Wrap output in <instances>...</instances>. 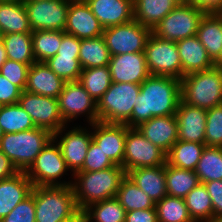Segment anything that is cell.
Segmentation results:
<instances>
[{"instance_id":"9c48e42d","label":"cell","mask_w":222,"mask_h":222,"mask_svg":"<svg viewBox=\"0 0 222 222\" xmlns=\"http://www.w3.org/2000/svg\"><path fill=\"white\" fill-rule=\"evenodd\" d=\"M144 53L151 75L182 79V63L176 42L159 38L151 33L146 42Z\"/></svg>"},{"instance_id":"9f6ffc18","label":"cell","mask_w":222,"mask_h":222,"mask_svg":"<svg viewBox=\"0 0 222 222\" xmlns=\"http://www.w3.org/2000/svg\"><path fill=\"white\" fill-rule=\"evenodd\" d=\"M172 1L175 5H182L186 3V0H170Z\"/></svg>"},{"instance_id":"c3c4849f","label":"cell","mask_w":222,"mask_h":222,"mask_svg":"<svg viewBox=\"0 0 222 222\" xmlns=\"http://www.w3.org/2000/svg\"><path fill=\"white\" fill-rule=\"evenodd\" d=\"M81 39L62 31L61 46L58 55H79Z\"/></svg>"},{"instance_id":"74e56055","label":"cell","mask_w":222,"mask_h":222,"mask_svg":"<svg viewBox=\"0 0 222 222\" xmlns=\"http://www.w3.org/2000/svg\"><path fill=\"white\" fill-rule=\"evenodd\" d=\"M87 222H125L126 211L116 197L96 202L84 209Z\"/></svg>"},{"instance_id":"ffe728a7","label":"cell","mask_w":222,"mask_h":222,"mask_svg":"<svg viewBox=\"0 0 222 222\" xmlns=\"http://www.w3.org/2000/svg\"><path fill=\"white\" fill-rule=\"evenodd\" d=\"M103 28L134 19L133 0H85Z\"/></svg>"},{"instance_id":"603a6c76","label":"cell","mask_w":222,"mask_h":222,"mask_svg":"<svg viewBox=\"0 0 222 222\" xmlns=\"http://www.w3.org/2000/svg\"><path fill=\"white\" fill-rule=\"evenodd\" d=\"M65 83L44 62H35L29 68L25 91L58 98Z\"/></svg>"},{"instance_id":"7a4b0ae2","label":"cell","mask_w":222,"mask_h":222,"mask_svg":"<svg viewBox=\"0 0 222 222\" xmlns=\"http://www.w3.org/2000/svg\"><path fill=\"white\" fill-rule=\"evenodd\" d=\"M126 176L124 168L115 165L99 171H78L73 177L72 188L79 210L93 203L116 197L121 180Z\"/></svg>"},{"instance_id":"816d5d0a","label":"cell","mask_w":222,"mask_h":222,"mask_svg":"<svg viewBox=\"0 0 222 222\" xmlns=\"http://www.w3.org/2000/svg\"><path fill=\"white\" fill-rule=\"evenodd\" d=\"M18 172L11 160L0 150V180L9 178Z\"/></svg>"},{"instance_id":"836d02e7","label":"cell","mask_w":222,"mask_h":222,"mask_svg":"<svg viewBox=\"0 0 222 222\" xmlns=\"http://www.w3.org/2000/svg\"><path fill=\"white\" fill-rule=\"evenodd\" d=\"M2 42L7 53V59L27 65L36 62L32 47V33L4 34Z\"/></svg>"},{"instance_id":"db71d44e","label":"cell","mask_w":222,"mask_h":222,"mask_svg":"<svg viewBox=\"0 0 222 222\" xmlns=\"http://www.w3.org/2000/svg\"><path fill=\"white\" fill-rule=\"evenodd\" d=\"M6 60H7V53L5 51L4 44H3L2 40H1L0 41V69L4 65Z\"/></svg>"},{"instance_id":"3957f363","label":"cell","mask_w":222,"mask_h":222,"mask_svg":"<svg viewBox=\"0 0 222 222\" xmlns=\"http://www.w3.org/2000/svg\"><path fill=\"white\" fill-rule=\"evenodd\" d=\"M181 101L209 110L222 104V70L213 67L193 72L180 80Z\"/></svg>"},{"instance_id":"f1b7e54d","label":"cell","mask_w":222,"mask_h":222,"mask_svg":"<svg viewBox=\"0 0 222 222\" xmlns=\"http://www.w3.org/2000/svg\"><path fill=\"white\" fill-rule=\"evenodd\" d=\"M205 147V144L177 140L166 154V163L194 171Z\"/></svg>"},{"instance_id":"bcb514c9","label":"cell","mask_w":222,"mask_h":222,"mask_svg":"<svg viewBox=\"0 0 222 222\" xmlns=\"http://www.w3.org/2000/svg\"><path fill=\"white\" fill-rule=\"evenodd\" d=\"M212 200L214 220H222V180L204 183Z\"/></svg>"},{"instance_id":"52a82bcc","label":"cell","mask_w":222,"mask_h":222,"mask_svg":"<svg viewBox=\"0 0 222 222\" xmlns=\"http://www.w3.org/2000/svg\"><path fill=\"white\" fill-rule=\"evenodd\" d=\"M55 143L52 138L25 171L26 176L34 186H70L73 183L72 179L69 182L60 181L62 176L70 170L62 156L59 145Z\"/></svg>"},{"instance_id":"7c38bea8","label":"cell","mask_w":222,"mask_h":222,"mask_svg":"<svg viewBox=\"0 0 222 222\" xmlns=\"http://www.w3.org/2000/svg\"><path fill=\"white\" fill-rule=\"evenodd\" d=\"M57 99L60 115L66 125L80 115H86L89 125L98 122L97 103L78 81L66 82Z\"/></svg>"},{"instance_id":"7402d4cb","label":"cell","mask_w":222,"mask_h":222,"mask_svg":"<svg viewBox=\"0 0 222 222\" xmlns=\"http://www.w3.org/2000/svg\"><path fill=\"white\" fill-rule=\"evenodd\" d=\"M34 185L24 171L0 180V220L6 217L20 202L29 197Z\"/></svg>"},{"instance_id":"d4e9b609","label":"cell","mask_w":222,"mask_h":222,"mask_svg":"<svg viewBox=\"0 0 222 222\" xmlns=\"http://www.w3.org/2000/svg\"><path fill=\"white\" fill-rule=\"evenodd\" d=\"M126 175L147 193L154 203L167 195L165 165L132 169Z\"/></svg>"},{"instance_id":"f546056e","label":"cell","mask_w":222,"mask_h":222,"mask_svg":"<svg viewBox=\"0 0 222 222\" xmlns=\"http://www.w3.org/2000/svg\"><path fill=\"white\" fill-rule=\"evenodd\" d=\"M165 179L167 195L178 198H185L200 183L195 171L177 168L167 163L165 164Z\"/></svg>"},{"instance_id":"2e32d148","label":"cell","mask_w":222,"mask_h":222,"mask_svg":"<svg viewBox=\"0 0 222 222\" xmlns=\"http://www.w3.org/2000/svg\"><path fill=\"white\" fill-rule=\"evenodd\" d=\"M90 126L92 140L115 165L123 167L126 131L129 127L126 124H110L99 121Z\"/></svg>"},{"instance_id":"1f68e13d","label":"cell","mask_w":222,"mask_h":222,"mask_svg":"<svg viewBox=\"0 0 222 222\" xmlns=\"http://www.w3.org/2000/svg\"><path fill=\"white\" fill-rule=\"evenodd\" d=\"M116 198L126 212L155 208L153 200L127 175L120 182Z\"/></svg>"},{"instance_id":"6f0895ef","label":"cell","mask_w":222,"mask_h":222,"mask_svg":"<svg viewBox=\"0 0 222 222\" xmlns=\"http://www.w3.org/2000/svg\"><path fill=\"white\" fill-rule=\"evenodd\" d=\"M3 131H2V129H1V127H0V141H1V138L3 137Z\"/></svg>"},{"instance_id":"4316f807","label":"cell","mask_w":222,"mask_h":222,"mask_svg":"<svg viewBox=\"0 0 222 222\" xmlns=\"http://www.w3.org/2000/svg\"><path fill=\"white\" fill-rule=\"evenodd\" d=\"M0 30L3 35L32 33L22 0L0 2Z\"/></svg>"},{"instance_id":"30bf717a","label":"cell","mask_w":222,"mask_h":222,"mask_svg":"<svg viewBox=\"0 0 222 222\" xmlns=\"http://www.w3.org/2000/svg\"><path fill=\"white\" fill-rule=\"evenodd\" d=\"M152 30L135 19L132 21L104 28L102 37L110 56L144 52L146 42Z\"/></svg>"},{"instance_id":"ab89813d","label":"cell","mask_w":222,"mask_h":222,"mask_svg":"<svg viewBox=\"0 0 222 222\" xmlns=\"http://www.w3.org/2000/svg\"><path fill=\"white\" fill-rule=\"evenodd\" d=\"M158 222H194L184 198L166 195L155 203Z\"/></svg>"},{"instance_id":"7dc6e473","label":"cell","mask_w":222,"mask_h":222,"mask_svg":"<svg viewBox=\"0 0 222 222\" xmlns=\"http://www.w3.org/2000/svg\"><path fill=\"white\" fill-rule=\"evenodd\" d=\"M22 90L0 74V106L18 103Z\"/></svg>"},{"instance_id":"681fc988","label":"cell","mask_w":222,"mask_h":222,"mask_svg":"<svg viewBox=\"0 0 222 222\" xmlns=\"http://www.w3.org/2000/svg\"><path fill=\"white\" fill-rule=\"evenodd\" d=\"M125 222H158L155 208L126 212Z\"/></svg>"},{"instance_id":"f35d334b","label":"cell","mask_w":222,"mask_h":222,"mask_svg":"<svg viewBox=\"0 0 222 222\" xmlns=\"http://www.w3.org/2000/svg\"><path fill=\"white\" fill-rule=\"evenodd\" d=\"M0 127L3 133H18L35 128V124L18 103L0 106Z\"/></svg>"},{"instance_id":"f907efd6","label":"cell","mask_w":222,"mask_h":222,"mask_svg":"<svg viewBox=\"0 0 222 222\" xmlns=\"http://www.w3.org/2000/svg\"><path fill=\"white\" fill-rule=\"evenodd\" d=\"M186 3L205 13H222V0H186Z\"/></svg>"},{"instance_id":"277c9868","label":"cell","mask_w":222,"mask_h":222,"mask_svg":"<svg viewBox=\"0 0 222 222\" xmlns=\"http://www.w3.org/2000/svg\"><path fill=\"white\" fill-rule=\"evenodd\" d=\"M36 222H62L79 211L70 186H34Z\"/></svg>"},{"instance_id":"6da1fadb","label":"cell","mask_w":222,"mask_h":222,"mask_svg":"<svg viewBox=\"0 0 222 222\" xmlns=\"http://www.w3.org/2000/svg\"><path fill=\"white\" fill-rule=\"evenodd\" d=\"M181 100L180 80L150 75L140 84V93L130 117V128L153 117L175 115Z\"/></svg>"},{"instance_id":"94428289","label":"cell","mask_w":222,"mask_h":222,"mask_svg":"<svg viewBox=\"0 0 222 222\" xmlns=\"http://www.w3.org/2000/svg\"><path fill=\"white\" fill-rule=\"evenodd\" d=\"M23 2H31V1H35V0H22Z\"/></svg>"},{"instance_id":"60d3db41","label":"cell","mask_w":222,"mask_h":222,"mask_svg":"<svg viewBox=\"0 0 222 222\" xmlns=\"http://www.w3.org/2000/svg\"><path fill=\"white\" fill-rule=\"evenodd\" d=\"M44 63L65 82L78 81L83 70L79 55L56 54Z\"/></svg>"},{"instance_id":"44dd1931","label":"cell","mask_w":222,"mask_h":222,"mask_svg":"<svg viewBox=\"0 0 222 222\" xmlns=\"http://www.w3.org/2000/svg\"><path fill=\"white\" fill-rule=\"evenodd\" d=\"M136 128L166 154L178 140L176 115L153 117Z\"/></svg>"},{"instance_id":"8fae6325","label":"cell","mask_w":222,"mask_h":222,"mask_svg":"<svg viewBox=\"0 0 222 222\" xmlns=\"http://www.w3.org/2000/svg\"><path fill=\"white\" fill-rule=\"evenodd\" d=\"M166 164V153L149 141L137 128H128L124 148L125 173L141 167Z\"/></svg>"},{"instance_id":"e0dca14e","label":"cell","mask_w":222,"mask_h":222,"mask_svg":"<svg viewBox=\"0 0 222 222\" xmlns=\"http://www.w3.org/2000/svg\"><path fill=\"white\" fill-rule=\"evenodd\" d=\"M108 67L114 83L140 85L151 75L147 68L144 52L110 56Z\"/></svg>"},{"instance_id":"d590c367","label":"cell","mask_w":222,"mask_h":222,"mask_svg":"<svg viewBox=\"0 0 222 222\" xmlns=\"http://www.w3.org/2000/svg\"><path fill=\"white\" fill-rule=\"evenodd\" d=\"M194 171L200 183L222 180V147L206 146Z\"/></svg>"},{"instance_id":"cb8c5ba5","label":"cell","mask_w":222,"mask_h":222,"mask_svg":"<svg viewBox=\"0 0 222 222\" xmlns=\"http://www.w3.org/2000/svg\"><path fill=\"white\" fill-rule=\"evenodd\" d=\"M176 46L182 63V77L215 66L197 35L177 41Z\"/></svg>"},{"instance_id":"f6af8a7d","label":"cell","mask_w":222,"mask_h":222,"mask_svg":"<svg viewBox=\"0 0 222 222\" xmlns=\"http://www.w3.org/2000/svg\"><path fill=\"white\" fill-rule=\"evenodd\" d=\"M0 222H36L34 195L17 204V206Z\"/></svg>"},{"instance_id":"8992f818","label":"cell","mask_w":222,"mask_h":222,"mask_svg":"<svg viewBox=\"0 0 222 222\" xmlns=\"http://www.w3.org/2000/svg\"><path fill=\"white\" fill-rule=\"evenodd\" d=\"M139 93V84L112 82L97 102L98 121L126 124L130 128V117Z\"/></svg>"},{"instance_id":"6125c7cd","label":"cell","mask_w":222,"mask_h":222,"mask_svg":"<svg viewBox=\"0 0 222 222\" xmlns=\"http://www.w3.org/2000/svg\"><path fill=\"white\" fill-rule=\"evenodd\" d=\"M210 222H222V220H213V221H210Z\"/></svg>"},{"instance_id":"5bb4252c","label":"cell","mask_w":222,"mask_h":222,"mask_svg":"<svg viewBox=\"0 0 222 222\" xmlns=\"http://www.w3.org/2000/svg\"><path fill=\"white\" fill-rule=\"evenodd\" d=\"M70 0H35L24 2L32 31H64Z\"/></svg>"},{"instance_id":"91938a15","label":"cell","mask_w":222,"mask_h":222,"mask_svg":"<svg viewBox=\"0 0 222 222\" xmlns=\"http://www.w3.org/2000/svg\"><path fill=\"white\" fill-rule=\"evenodd\" d=\"M8 1H13V0H0V2H8Z\"/></svg>"},{"instance_id":"4dcf8cb0","label":"cell","mask_w":222,"mask_h":222,"mask_svg":"<svg viewBox=\"0 0 222 222\" xmlns=\"http://www.w3.org/2000/svg\"><path fill=\"white\" fill-rule=\"evenodd\" d=\"M79 61L83 69L108 66L110 53L102 35L81 39Z\"/></svg>"},{"instance_id":"ee69618b","label":"cell","mask_w":222,"mask_h":222,"mask_svg":"<svg viewBox=\"0 0 222 222\" xmlns=\"http://www.w3.org/2000/svg\"><path fill=\"white\" fill-rule=\"evenodd\" d=\"M112 166H115V164L92 140L80 171H99Z\"/></svg>"},{"instance_id":"5b68a950","label":"cell","mask_w":222,"mask_h":222,"mask_svg":"<svg viewBox=\"0 0 222 222\" xmlns=\"http://www.w3.org/2000/svg\"><path fill=\"white\" fill-rule=\"evenodd\" d=\"M52 138L53 134L49 131L37 127L18 133H4L0 150L18 171L25 172Z\"/></svg>"},{"instance_id":"4fadbf2b","label":"cell","mask_w":222,"mask_h":222,"mask_svg":"<svg viewBox=\"0 0 222 222\" xmlns=\"http://www.w3.org/2000/svg\"><path fill=\"white\" fill-rule=\"evenodd\" d=\"M18 104L30 115L37 128L55 134L66 126L60 115L57 98L22 91Z\"/></svg>"},{"instance_id":"484cf974","label":"cell","mask_w":222,"mask_h":222,"mask_svg":"<svg viewBox=\"0 0 222 222\" xmlns=\"http://www.w3.org/2000/svg\"><path fill=\"white\" fill-rule=\"evenodd\" d=\"M197 37L215 63L222 52V13H206L200 22Z\"/></svg>"},{"instance_id":"ac0fdd59","label":"cell","mask_w":222,"mask_h":222,"mask_svg":"<svg viewBox=\"0 0 222 222\" xmlns=\"http://www.w3.org/2000/svg\"><path fill=\"white\" fill-rule=\"evenodd\" d=\"M104 28L85 0H70L64 32L79 39L101 36Z\"/></svg>"},{"instance_id":"9a60e30c","label":"cell","mask_w":222,"mask_h":222,"mask_svg":"<svg viewBox=\"0 0 222 222\" xmlns=\"http://www.w3.org/2000/svg\"><path fill=\"white\" fill-rule=\"evenodd\" d=\"M67 128V125L60 128L53 134V139L59 145L66 165L73 172L71 174L73 176L82 169L88 147L92 141V132L82 126L73 127L71 130H66ZM64 130L68 132L65 133Z\"/></svg>"},{"instance_id":"d6a6232c","label":"cell","mask_w":222,"mask_h":222,"mask_svg":"<svg viewBox=\"0 0 222 222\" xmlns=\"http://www.w3.org/2000/svg\"><path fill=\"white\" fill-rule=\"evenodd\" d=\"M189 214L194 222L214 220L213 205L204 183H199L184 198Z\"/></svg>"},{"instance_id":"7bdbcfd3","label":"cell","mask_w":222,"mask_h":222,"mask_svg":"<svg viewBox=\"0 0 222 222\" xmlns=\"http://www.w3.org/2000/svg\"><path fill=\"white\" fill-rule=\"evenodd\" d=\"M30 66L31 65L7 59L0 69V74L10 83L16 85L22 91H25Z\"/></svg>"},{"instance_id":"e575fe53","label":"cell","mask_w":222,"mask_h":222,"mask_svg":"<svg viewBox=\"0 0 222 222\" xmlns=\"http://www.w3.org/2000/svg\"><path fill=\"white\" fill-rule=\"evenodd\" d=\"M78 82L97 103L112 83L108 66L83 69Z\"/></svg>"},{"instance_id":"b9f144b4","label":"cell","mask_w":222,"mask_h":222,"mask_svg":"<svg viewBox=\"0 0 222 222\" xmlns=\"http://www.w3.org/2000/svg\"><path fill=\"white\" fill-rule=\"evenodd\" d=\"M205 145L222 147V104L207 110Z\"/></svg>"},{"instance_id":"8d00e7d4","label":"cell","mask_w":222,"mask_h":222,"mask_svg":"<svg viewBox=\"0 0 222 222\" xmlns=\"http://www.w3.org/2000/svg\"><path fill=\"white\" fill-rule=\"evenodd\" d=\"M62 31L38 30L32 31V47L36 62H46L57 54L61 46Z\"/></svg>"},{"instance_id":"f5cc1de1","label":"cell","mask_w":222,"mask_h":222,"mask_svg":"<svg viewBox=\"0 0 222 222\" xmlns=\"http://www.w3.org/2000/svg\"><path fill=\"white\" fill-rule=\"evenodd\" d=\"M62 222H87V217L84 210H79L76 214H74L69 219H66Z\"/></svg>"},{"instance_id":"11a10c76","label":"cell","mask_w":222,"mask_h":222,"mask_svg":"<svg viewBox=\"0 0 222 222\" xmlns=\"http://www.w3.org/2000/svg\"><path fill=\"white\" fill-rule=\"evenodd\" d=\"M214 64H215V67L222 70V52H221L219 59Z\"/></svg>"},{"instance_id":"ba28073f","label":"cell","mask_w":222,"mask_h":222,"mask_svg":"<svg viewBox=\"0 0 222 222\" xmlns=\"http://www.w3.org/2000/svg\"><path fill=\"white\" fill-rule=\"evenodd\" d=\"M206 13L188 3L176 5L153 29L152 33L162 39L177 42L197 35Z\"/></svg>"},{"instance_id":"d6986e66","label":"cell","mask_w":222,"mask_h":222,"mask_svg":"<svg viewBox=\"0 0 222 222\" xmlns=\"http://www.w3.org/2000/svg\"><path fill=\"white\" fill-rule=\"evenodd\" d=\"M175 115L178 123V140L205 144L207 110L180 100Z\"/></svg>"},{"instance_id":"680465c9","label":"cell","mask_w":222,"mask_h":222,"mask_svg":"<svg viewBox=\"0 0 222 222\" xmlns=\"http://www.w3.org/2000/svg\"><path fill=\"white\" fill-rule=\"evenodd\" d=\"M2 37H3V34L1 32V30H0V41L2 40Z\"/></svg>"},{"instance_id":"83f0119b","label":"cell","mask_w":222,"mask_h":222,"mask_svg":"<svg viewBox=\"0 0 222 222\" xmlns=\"http://www.w3.org/2000/svg\"><path fill=\"white\" fill-rule=\"evenodd\" d=\"M175 6L170 0H133L134 19L152 30Z\"/></svg>"}]
</instances>
